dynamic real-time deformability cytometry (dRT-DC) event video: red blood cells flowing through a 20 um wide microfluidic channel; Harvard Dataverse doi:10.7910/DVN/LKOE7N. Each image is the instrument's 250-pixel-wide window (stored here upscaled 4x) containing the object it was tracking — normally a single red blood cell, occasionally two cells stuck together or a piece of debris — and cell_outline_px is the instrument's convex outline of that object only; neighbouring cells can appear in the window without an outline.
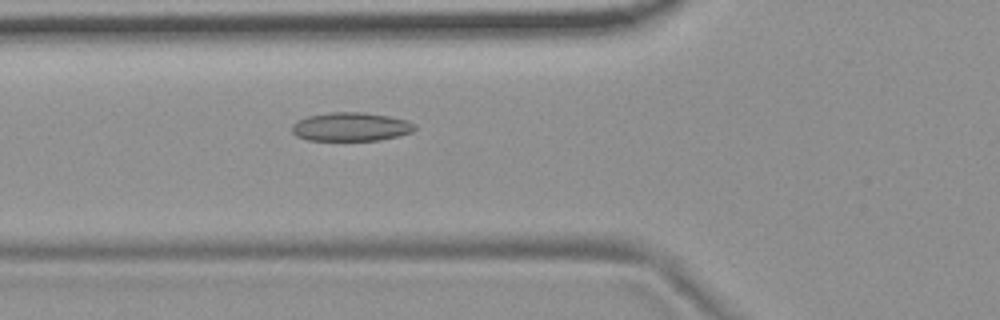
{"species": "common noctule bat (a hibernating species)", "species_latin": "Nyctalus noctula", "temperature_condition": "room temperature", "stored_images_in_passage": 54, "camera_frame_rate_fps": 3000, "um_per_image_px": 0.085, "animal": {"sex": "female", "body_mass_g": 19.9}, "frame": {"image": 1, "passage_image": 20, "time_ms": 6.333, "image_size_px": [1000, 320], "cell_outline_px": [[416, 128], [412, 132], [400, 136], [380, 140], [308, 140], [296, 136], [292, 132], [292, 124], [296, 120], [308, 116], [332, 112], [364, 112], [388, 116], [408, 120], [416, 124]], "centroid_in_image_um": [29.84, 10.77], "position_along_channel_um": 96.0, "area_um2": 20.69}}
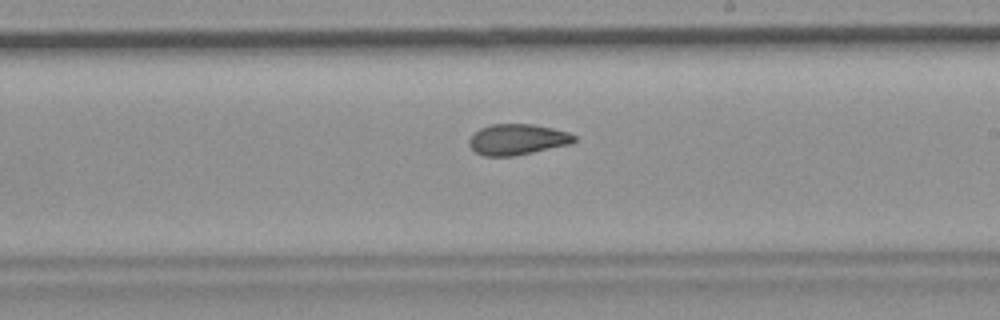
{"frame": {"image": 2, "passage_image": 32, "time_ms": 10.333, "image_size_px": [1000, 320], "cell_outline_px": [[576, 140], [572, 144], [512, 156], [484, 156], [476, 152], [468, 144], [468, 140], [480, 128], [492, 124], [532, 124], [552, 128], [568, 132], [576, 136]], "centroid_in_image_um": [43.99, 11.85], "position_along_channel_um": 245.0, "area_um2": 18.79}}
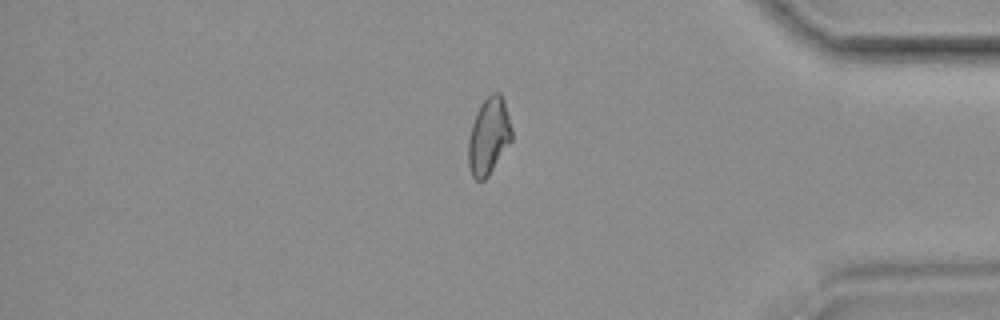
{"frame": {"image": 3, "passage_image": 46, "time_ms": 15.0, "image_size_px": [1000, 320], "cell_outline_px": [[512, 140], [488, 176], [484, 180], [476, 180], [472, 176], [468, 164], [468, 140], [472, 124], [476, 112], [480, 104], [492, 92], [500, 92], [504, 100], [512, 128]], "centroid_in_image_um": [41.54, 11.56], "position_along_channel_um": 393.7, "area_um2": 19.48}, "authors_computed_cell_mechanics": {"area_um2": 19.9988, "velocity_mm_per_s": 3.7308, "shape_relaxation_time_tau1_ms": 9.737, "shape_relaxation_time_tau2_ms": 3.3176, "deformation_change_tau1": 0.1829, "deformation_change_tau2": 0.09}}